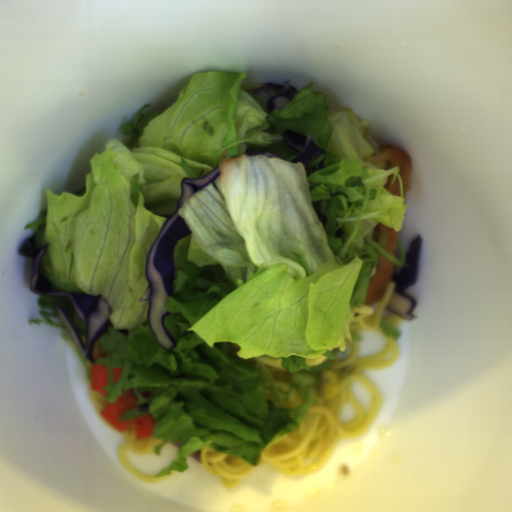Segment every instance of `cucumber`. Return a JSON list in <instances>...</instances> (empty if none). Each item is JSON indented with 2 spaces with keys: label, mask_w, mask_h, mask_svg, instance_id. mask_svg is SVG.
<instances>
[{
  "label": "cucumber",
  "mask_w": 512,
  "mask_h": 512,
  "mask_svg": "<svg viewBox=\"0 0 512 512\" xmlns=\"http://www.w3.org/2000/svg\"><path fill=\"white\" fill-rule=\"evenodd\" d=\"M39 273L60 291L85 294V292L80 287H78L75 283L65 282L62 279H60L57 275H55L54 273H48L40 262H39Z\"/></svg>",
  "instance_id": "cucumber-1"
},
{
  "label": "cucumber",
  "mask_w": 512,
  "mask_h": 512,
  "mask_svg": "<svg viewBox=\"0 0 512 512\" xmlns=\"http://www.w3.org/2000/svg\"><path fill=\"white\" fill-rule=\"evenodd\" d=\"M35 234V246L42 247L44 243V234H45V223L41 224L37 228V232Z\"/></svg>",
  "instance_id": "cucumber-2"
},
{
  "label": "cucumber",
  "mask_w": 512,
  "mask_h": 512,
  "mask_svg": "<svg viewBox=\"0 0 512 512\" xmlns=\"http://www.w3.org/2000/svg\"><path fill=\"white\" fill-rule=\"evenodd\" d=\"M72 195L74 197H82L86 195V186H84L82 190H76Z\"/></svg>",
  "instance_id": "cucumber-3"
}]
</instances>
